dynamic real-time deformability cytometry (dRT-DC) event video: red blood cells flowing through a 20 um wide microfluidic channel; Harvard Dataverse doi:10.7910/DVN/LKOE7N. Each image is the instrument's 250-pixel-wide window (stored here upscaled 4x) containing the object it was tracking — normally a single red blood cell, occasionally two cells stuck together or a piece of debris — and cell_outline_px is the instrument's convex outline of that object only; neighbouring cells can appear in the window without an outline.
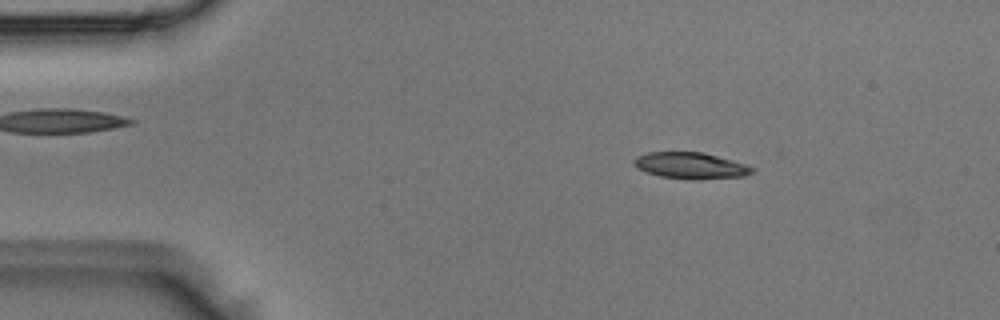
{"species": "Egyptian fruit bat (a non-hibernating species)", "species_latin": "Rousettus aegyptiacus", "temperature_condition": "room temperature", "stored_images_in_passage": 5, "camera_frame_rate_fps": 3000, "um_per_image_px": 0.085, "animal": {"sex": "male"}, "frame": {"image": 1, "passage_image": 1, "time_ms": 0.0, "image_size_px": [1000, 320], "cell_outline_px": [[756, 168], [752, 172], [744, 176], [660, 176], [636, 168], [632, 164], [632, 160], [636, 156], [648, 152], [704, 152], [748, 164]], "centroid_in_image_um": [58.66, 14.0], "position_along_channel_um": 26.3, "area_um2": 17.17}}
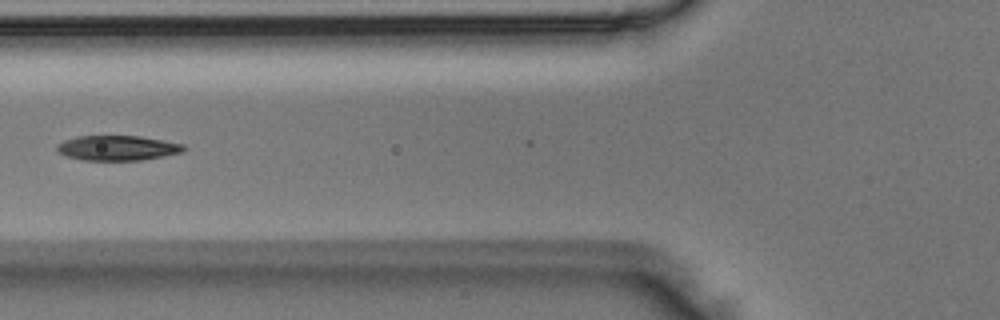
{"frame": {"image": 2, "passage_image": 4, "time_ms": 1.0, "image_size_px": [1000, 320], "cell_outline_px": [[188, 148], [184, 152], [140, 160], [80, 160], [68, 156], [60, 152], [56, 148], [56, 144], [64, 140], [76, 136], [140, 136], [164, 140], [184, 144]], "centroid_in_image_um": [10.02, 12.57], "position_along_channel_um": 115.8, "area_um2": 18.5}}
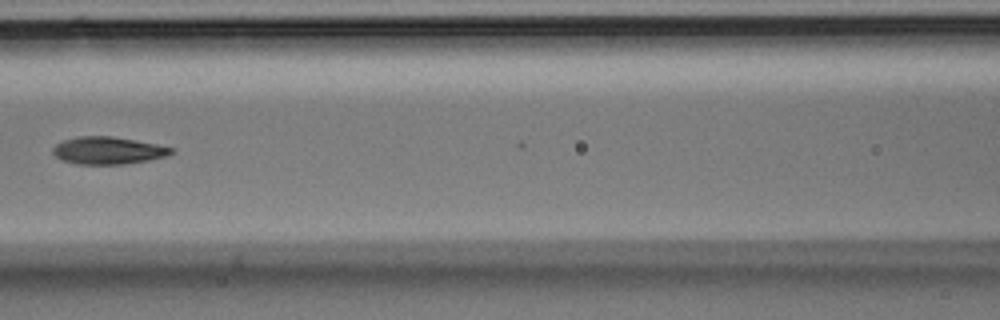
{"frame": {"image": 3, "passage_image": 5, "time_ms": 1.333, "image_size_px": [1000, 320], "cell_outline_px": [[176, 148], [172, 152], [164, 156], [148, 160], [120, 164], [76, 164], [64, 160], [56, 156], [52, 152], [52, 148], [56, 144], [64, 140], [76, 136], [112, 136], [156, 144]], "centroid_in_image_um": [9.15, 12.78], "position_along_channel_um": 157.4, "area_um2": 18.67}}